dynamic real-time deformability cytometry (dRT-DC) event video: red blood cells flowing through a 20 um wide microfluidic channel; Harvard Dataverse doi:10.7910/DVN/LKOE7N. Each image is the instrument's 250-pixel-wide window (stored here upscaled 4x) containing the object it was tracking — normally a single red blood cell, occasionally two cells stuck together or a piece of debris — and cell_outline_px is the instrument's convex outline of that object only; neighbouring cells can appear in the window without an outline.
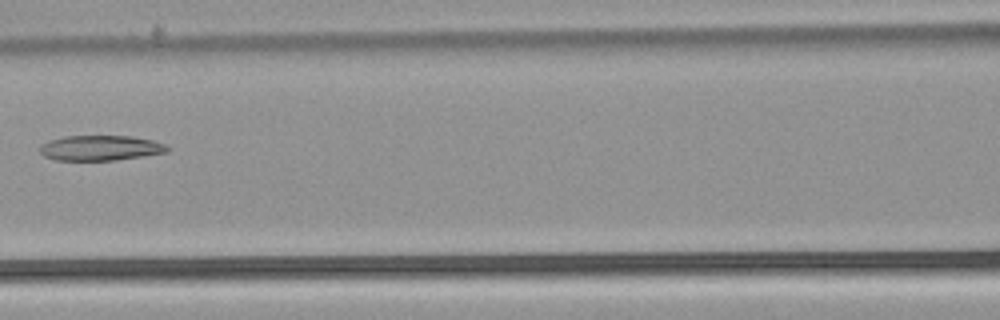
{"species": "common noctule bat (a hibernating species)", "species_latin": "Nyctalus noctula", "temperature_condition": "warm", "stored_images_in_passage": 6, "camera_frame_rate_fps": 3000, "um_per_image_px": 0.085, "animal": {"sex": "male", "body_mass_g": 21.5, "forearm_length_mm": 52.0}, "frame": {"image": 1, "passage_image": 6, "time_ms": 1.667, "image_size_px": [1000, 320], "cell_outline_px": [[172, 148], [168, 152], [144, 156], [116, 160], [56, 160], [44, 156], [40, 152], [40, 144], [48, 140], [64, 136], [132, 136], [152, 140], [164, 144]], "centroid_in_image_um": [8.54, 12.57], "position_along_channel_um": 158.1, "area_um2": 18.84}}